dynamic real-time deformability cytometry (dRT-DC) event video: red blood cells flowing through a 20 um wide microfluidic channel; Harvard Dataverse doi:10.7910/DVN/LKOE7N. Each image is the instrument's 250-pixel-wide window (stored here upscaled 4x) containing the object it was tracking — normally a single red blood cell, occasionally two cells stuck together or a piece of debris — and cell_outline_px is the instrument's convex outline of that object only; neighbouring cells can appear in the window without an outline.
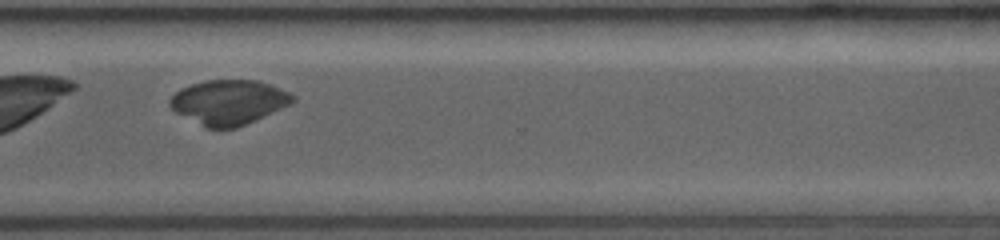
{"species": "common noctule bat (a hibernating species)", "species_latin": "Nyctalus noctula", "temperature_condition": "room temperature", "stored_images_in_passage": 29, "camera_frame_rate_fps": 3500, "um_per_image_px": 0.085, "animal": {"sex": "female", "body_mass_g": 19.0, "forearm_length_mm": 53.3}, "frame": {"image": 1, "passage_image": 20, "time_ms": 7.429, "image_size_px": [1000, 240], "cell_outline_px": [[296, 100], [292, 104], [256, 120], [236, 128], [204, 128], [176, 112], [168, 104], [168, 100], [180, 88], [192, 84], [208, 80], [256, 80], [268, 84], [288, 92], [296, 96]], "centroid_in_image_um": [19.44, 8.7], "position_along_channel_um": 351.2, "area_um2": 32.02}}